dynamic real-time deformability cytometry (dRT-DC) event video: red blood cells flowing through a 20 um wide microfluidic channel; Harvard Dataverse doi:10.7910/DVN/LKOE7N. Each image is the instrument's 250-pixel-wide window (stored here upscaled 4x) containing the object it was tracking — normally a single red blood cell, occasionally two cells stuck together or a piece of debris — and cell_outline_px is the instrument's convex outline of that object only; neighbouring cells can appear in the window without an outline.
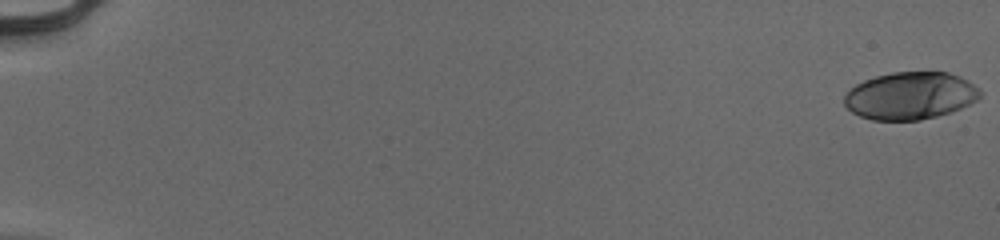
{"species": "human", "species_latin": "Homo sapiens", "temperature_condition": "cold", "stored_images_in_passage": 54, "camera_frame_rate_fps": 3000, "um_per_image_px": 0.085, "donor": {"sex": "male"}, "frame": {"image": 1, "passage_image": 1, "time_ms": 0.0, "image_size_px": [1000, 240], "cell_outline_px": [[980, 96], [976, 100], [960, 108], [936, 116], [920, 120], [872, 120], [860, 116], [852, 112], [844, 104], [844, 96], [856, 84], [864, 80], [876, 76], [892, 72], [948, 72], [960, 76], [968, 80], [980, 88]], "centroid_in_image_um": [77.37, 8.13], "position_along_channel_um": 7.6, "area_um2": 37.4}}
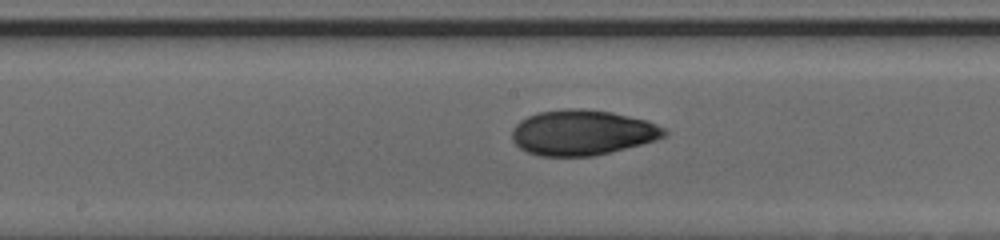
{"frame": {"image": 2, "passage_image": 31, "time_ms": 10.0, "image_size_px": [1000, 240], "cell_outline_px": [[668, 132], [664, 136], [656, 140], [592, 156], [540, 156], [528, 152], [520, 148], [512, 140], [512, 128], [520, 120], [536, 112], [564, 108], [584, 108], [612, 112], [648, 120], [664, 128]], "centroid_in_image_um": [49.47, 11.25], "position_along_channel_um": 198.7, "area_um2": 40.29}}
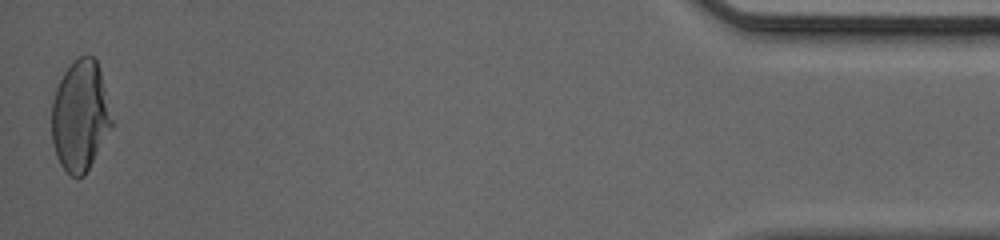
{"frame": {"image": 3, "passage_image": 54, "time_ms": 17.667, "image_size_px": [1000, 240], "cell_outline_px": [[112, 128], [84, 176], [72, 176], [60, 164], [56, 156], [52, 140], [52, 100], [56, 88], [64, 72], [80, 56], [92, 56], [96, 60], [100, 72], [112, 120]], "centroid_in_image_um": [6.8, 9.88], "position_along_channel_um": 428.4, "area_um2": 38.15}, "authors_computed_cell_mechanics": {"area_um2": 38.6682, "velocity_mm_per_s": 4.0063, "shape_relaxation_time_tau1_ms": 6.6892, "shape_relaxation_time_tau2_ms": 1.9956, "deformation_change_tau1": 0.2163, "deformation_change_tau2": 0.0614}}